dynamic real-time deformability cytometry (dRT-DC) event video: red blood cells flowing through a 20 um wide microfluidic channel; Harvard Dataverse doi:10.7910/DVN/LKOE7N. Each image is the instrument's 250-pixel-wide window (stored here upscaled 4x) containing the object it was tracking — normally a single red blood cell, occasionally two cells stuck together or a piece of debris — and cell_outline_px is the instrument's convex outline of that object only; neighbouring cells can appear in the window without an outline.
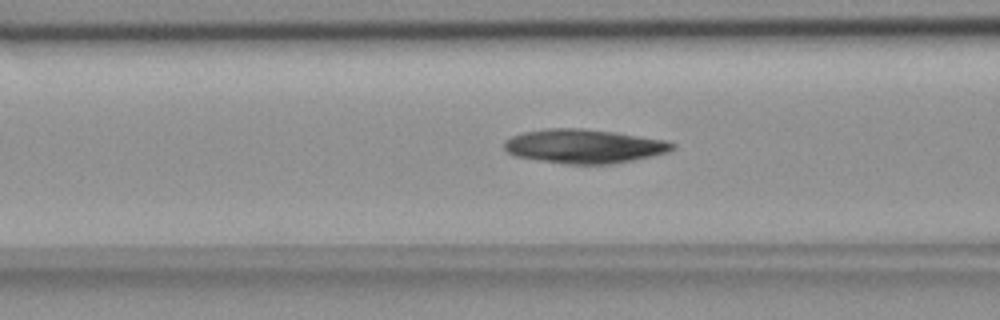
{"species": "common noctule bat (a hibernating species)", "species_latin": "Nyctalus noctula", "temperature_condition": "room temperature", "stored_images_in_passage": 55, "camera_frame_rate_fps": 3000, "um_per_image_px": 0.085, "animal": {"sex": "female", "body_mass_g": 18.4}, "frame": {"image": 1, "passage_image": 21, "time_ms": 6.667, "image_size_px": [1000, 320], "cell_outline_px": [[676, 148], [668, 152], [652, 156], [612, 164], [564, 164], [516, 156], [508, 152], [504, 148], [504, 140], [512, 136], [524, 132], [548, 128], [584, 128], [616, 132], [668, 140], [676, 144]], "centroid_in_image_um": [49.69, 12.42], "position_along_channel_um": 116.9, "area_um2": 33.52}}
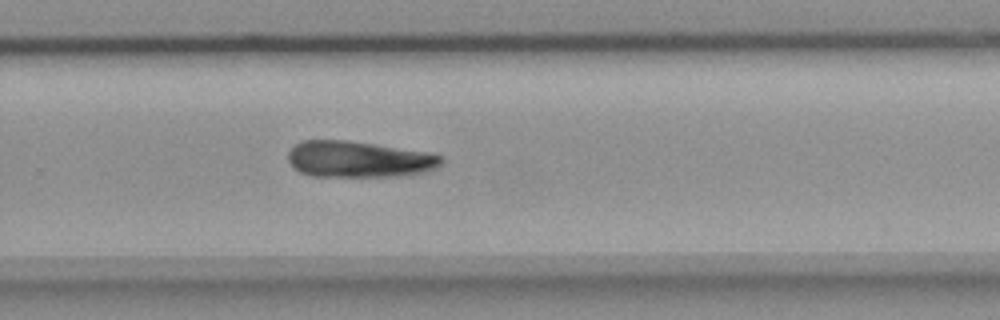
{"frame": {"image": 2, "passage_image": 36, "time_ms": 11.667, "image_size_px": [1000, 320], "cell_outline_px": [[444, 160], [436, 168], [424, 172], [400, 176], [312, 176], [300, 172], [292, 168], [288, 160], [288, 152], [296, 144], [304, 140], [348, 140], [428, 152], [444, 156]], "centroid_in_image_um": [30.49, 13.54], "position_along_channel_um": 299.3, "area_um2": 32.48}}
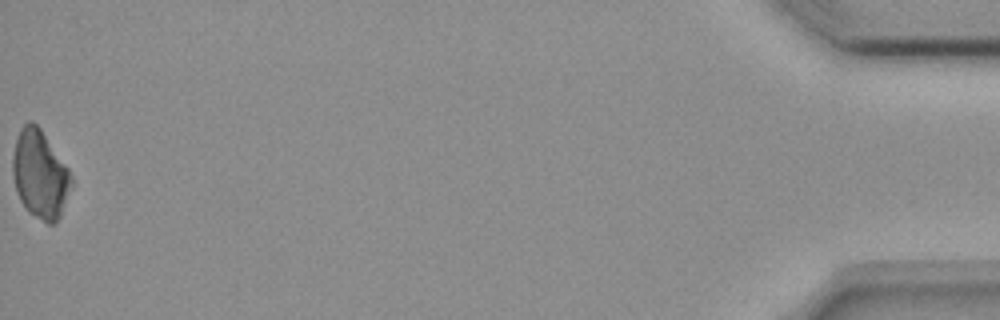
{"frame": {"image": 3, "passage_image": 55, "time_ms": 18.0, "image_size_px": [1000, 320], "cell_outline_px": [[72, 184], [60, 216], [56, 224], [48, 224], [28, 212], [20, 200], [16, 192], [12, 176], [12, 156], [16, 140], [20, 128], [28, 120], [32, 120], [40, 128], [68, 168], [72, 176]], "centroid_in_image_um": [3.38, 14.83], "position_along_channel_um": 431.8, "area_um2": 30.17}}